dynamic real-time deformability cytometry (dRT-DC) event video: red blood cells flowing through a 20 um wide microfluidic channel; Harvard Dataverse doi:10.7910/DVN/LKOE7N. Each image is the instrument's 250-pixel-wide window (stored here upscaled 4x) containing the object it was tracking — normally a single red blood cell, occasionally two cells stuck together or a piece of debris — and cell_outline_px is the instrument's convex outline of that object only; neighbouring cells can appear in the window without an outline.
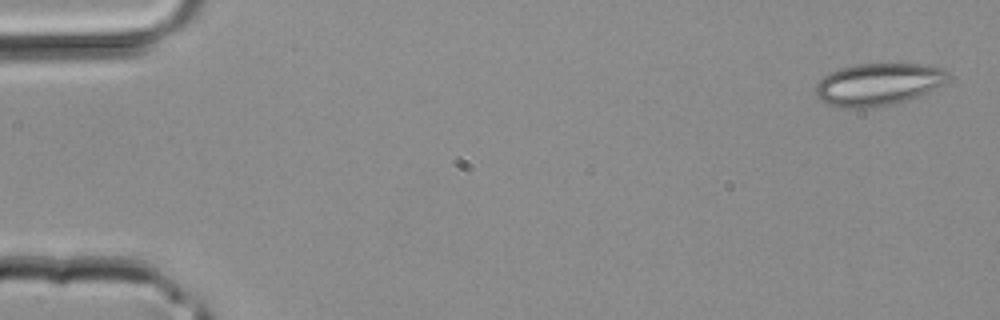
{"species": "common noctule bat (a hibernating species)", "species_latin": "Nyctalus noctula", "temperature_condition": "room temperature", "stored_images_in_passage": 38, "camera_frame_rate_fps": 3000, "um_per_image_px": 0.085, "animal": {"sex": "male", "body_mass_g": 20.4}, "frame": {"image": 1, "passage_image": 1, "time_ms": 0.0, "image_size_px": [1000, 320], "cell_outline_px": [[952, 76], [936, 92], [908, 100], [892, 104], [868, 108], [844, 108], [824, 104], [816, 96], [816, 84], [824, 76], [840, 68], [856, 64], [928, 64], [944, 68]], "centroid_in_image_um": [74.74, 7.18], "position_along_channel_um": 10.3, "area_um2": 33.47}}
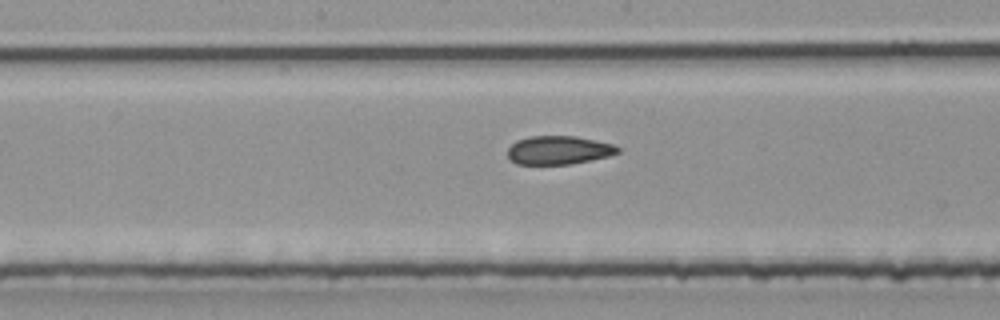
{"frame": {"image": 2, "passage_image": 20, "time_ms": 6.333, "image_size_px": [1000, 320], "cell_outline_px": [[620, 152], [608, 156], [592, 160], [572, 164], [516, 164], [508, 156], [508, 148], [516, 140], [528, 136], [576, 136], [596, 140], [612, 144], [620, 148]], "centroid_in_image_um": [47.49, 12.76], "position_along_channel_um": 200.7, "area_um2": 18.38}}
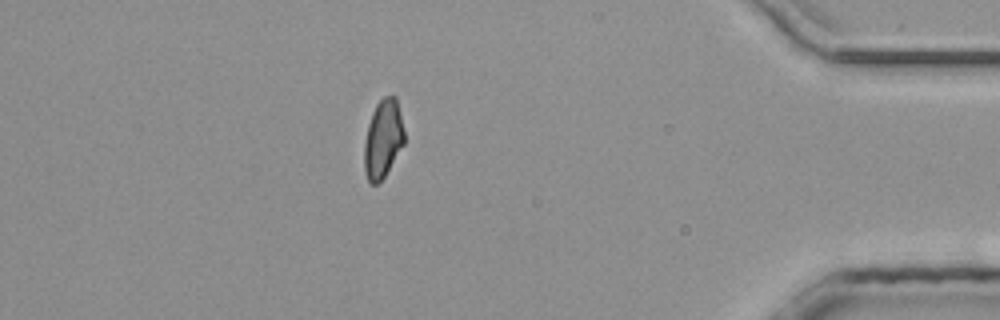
{"frame": {"image": 3, "passage_image": 34, "time_ms": 11.0, "image_size_px": [1000, 320], "cell_outline_px": [[404, 144], [384, 176], [376, 184], [372, 184], [368, 180], [364, 168], [364, 144], [368, 124], [372, 112], [376, 104], [384, 96], [396, 96], [400, 112], [404, 132]], "centroid_in_image_um": [32.55, 11.78], "position_along_channel_um": 402.6, "area_um2": 18.09}}